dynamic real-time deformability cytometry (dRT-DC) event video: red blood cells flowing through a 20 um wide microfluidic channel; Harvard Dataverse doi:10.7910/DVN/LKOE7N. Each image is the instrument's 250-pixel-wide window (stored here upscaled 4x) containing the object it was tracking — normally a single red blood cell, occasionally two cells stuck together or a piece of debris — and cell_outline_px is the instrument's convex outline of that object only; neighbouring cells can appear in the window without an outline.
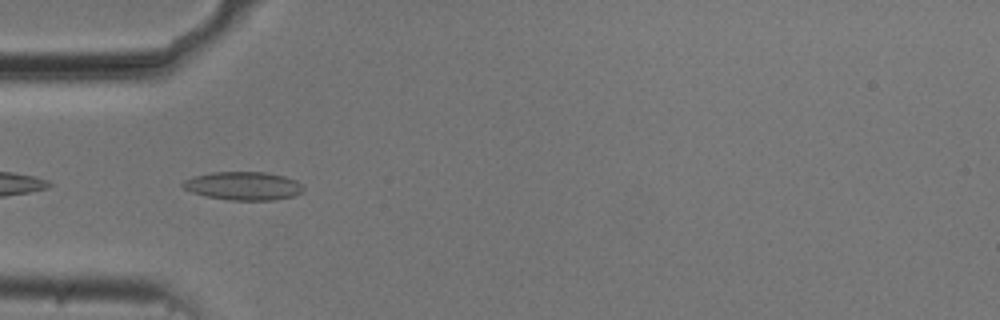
{"species": "common noctule bat (a hibernating species)", "species_latin": "Nyctalus noctula", "temperature_condition": "cold", "stored_images_in_passage": 4, "camera_frame_rate_fps": 3000, "um_per_image_px": 0.085, "animal": {"sex": "male", "body_mass_g": 20.5, "forearm_length_mm": 52.5}, "frame": {"image": 1, "passage_image": 2, "time_ms": 0.333, "image_size_px": [1000, 320], "cell_outline_px": [[304, 192], [292, 196], [272, 200], [228, 200], [208, 196], [192, 192], [184, 188], [180, 184], [184, 180], [196, 176], [212, 172], [264, 172], [284, 176], [296, 180], [304, 188]], "centroid_in_image_um": [20.7, 15.8], "position_along_channel_um": 64.3, "area_um2": 19.77}}